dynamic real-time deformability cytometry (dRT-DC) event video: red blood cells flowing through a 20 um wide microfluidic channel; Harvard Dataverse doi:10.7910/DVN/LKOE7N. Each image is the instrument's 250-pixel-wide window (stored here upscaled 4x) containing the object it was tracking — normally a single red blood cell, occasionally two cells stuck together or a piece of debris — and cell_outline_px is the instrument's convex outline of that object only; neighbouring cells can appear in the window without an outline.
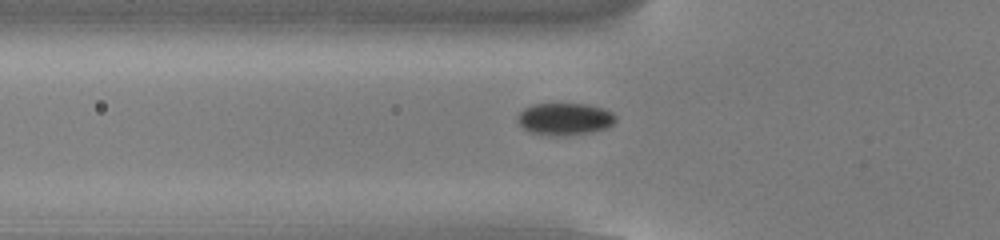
{"species": "common noctule bat (a hibernating species)", "species_latin": "Nyctalus noctula", "temperature_condition": "cold", "stored_images_in_passage": 38, "camera_frame_rate_fps": 3000, "um_per_image_px": 0.085, "animal": {"sex": "male", "body_mass_g": 13.0, "forearm_length_mm": 53.1}, "frame": {"image": 1, "passage_image": 3, "time_ms": 0.667, "image_size_px": [1000, 240], "cell_outline_px": [[616, 120], [612, 124], [604, 128], [592, 132], [568, 136], [556, 136], [528, 132], [516, 120], [516, 116], [524, 108], [536, 104], [588, 104], [604, 108], [612, 112], [616, 116]], "centroid_in_image_um": [48.0, 10.12], "position_along_channel_um": 77.8, "area_um2": 18.5}}
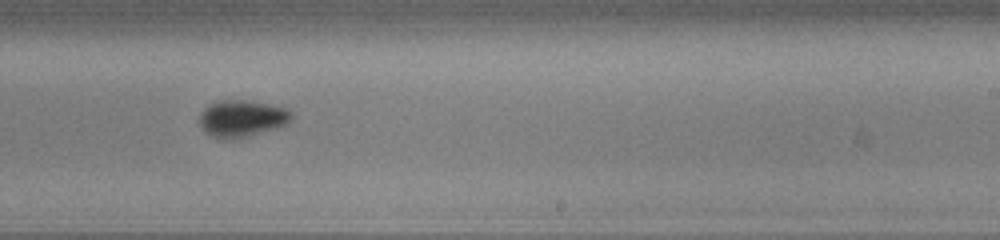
{"frame": {"image": 2, "passage_image": 18, "time_ms": 5.667, "image_size_px": [1000, 240], "cell_outline_px": [[292, 116], [288, 124], [276, 128], [236, 140], [224, 140], [212, 136], [204, 132], [200, 124], [200, 112], [208, 104], [216, 100], [248, 100], [288, 108], [292, 112]], "centroid_in_image_um": [20.54, 10.08], "position_along_channel_um": 268.5, "area_um2": 20.17}}
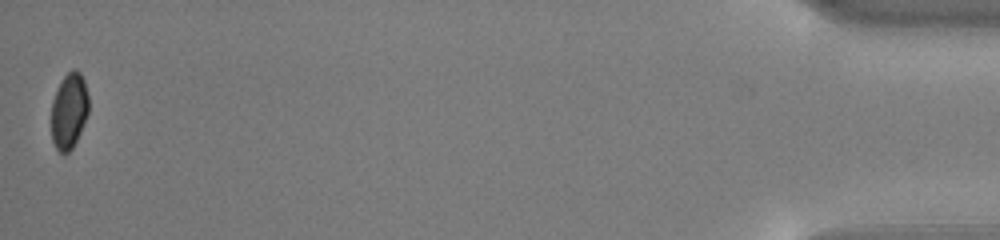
{"frame": {"image": 3, "passage_image": 38, "time_ms": 12.333, "image_size_px": [1000, 240], "cell_outline_px": [[88, 112], [80, 132], [72, 148], [68, 152], [60, 152], [56, 148], [52, 140], [52, 100], [64, 76], [72, 68], [76, 68], [80, 72], [84, 80], [88, 96]], "centroid_in_image_um": [5.87, 9.39], "position_along_channel_um": 429.3, "area_um2": 16.24}, "authors_computed_cell_mechanics": {"area_um2": 18.6694, "velocity_mm_per_s": 3.8195, "shape_relaxation_time_tau1_ms": 2.7097, "shape_relaxation_time_tau2_ms": null, "deformation_change_tau1": 0.0598, "deformation_change_tau2": null}}